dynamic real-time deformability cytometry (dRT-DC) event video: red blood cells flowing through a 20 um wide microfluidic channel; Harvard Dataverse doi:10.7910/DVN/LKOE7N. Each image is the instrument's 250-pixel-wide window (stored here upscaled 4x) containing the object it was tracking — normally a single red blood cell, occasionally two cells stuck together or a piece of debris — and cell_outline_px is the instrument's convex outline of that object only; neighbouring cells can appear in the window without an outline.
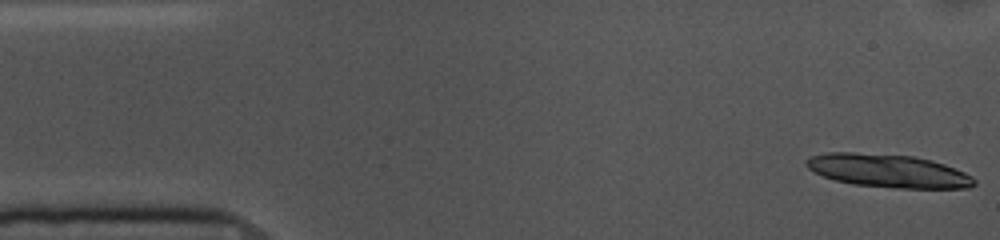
{"species": "common noctule bat (a hibernating species)", "species_latin": "Nyctalus noctula", "temperature_condition": "cold", "stored_images_in_passage": 28, "camera_frame_rate_fps": 3000, "um_per_image_px": 0.085, "animal": {"sex": "female", "body_mass_g": 10.0, "forearm_length_mm": 53.1}, "frame": {"image": 1, "passage_image": 1, "time_ms": 0.0, "image_size_px": [1000, 240], "cell_outline_px": [[976, 184], [968, 188], [900, 188], [852, 184], [836, 180], [824, 176], [808, 168], [804, 164], [804, 160], [812, 156], [824, 152], [852, 152], [912, 156], [932, 160], [956, 168], [972, 176], [976, 180]], "centroid_in_image_um": [75.5, 14.51], "position_along_channel_um": 9.5, "area_um2": 32.48}}
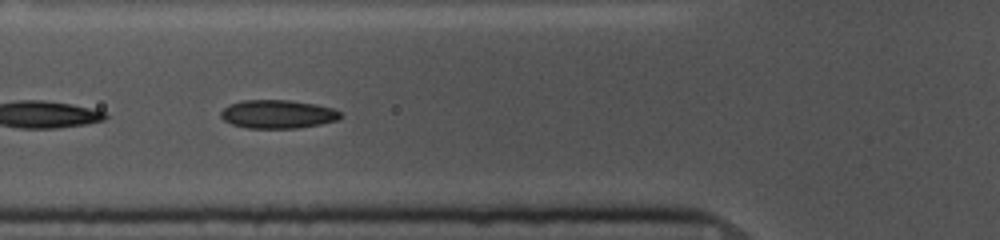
{"frame": {"image": 2, "passage_image": 18, "time_ms": 5.667, "image_size_px": [1000, 240], "cell_outline_px": [[344, 116], [336, 120], [320, 124], [300, 128], [248, 128], [232, 124], [224, 120], [220, 116], [220, 112], [228, 104], [244, 100], [288, 100], [316, 104], [332, 108], [340, 112]], "centroid_in_image_um": [23.6, 9.7], "position_along_channel_um": 102.2, "area_um2": 19.88}}